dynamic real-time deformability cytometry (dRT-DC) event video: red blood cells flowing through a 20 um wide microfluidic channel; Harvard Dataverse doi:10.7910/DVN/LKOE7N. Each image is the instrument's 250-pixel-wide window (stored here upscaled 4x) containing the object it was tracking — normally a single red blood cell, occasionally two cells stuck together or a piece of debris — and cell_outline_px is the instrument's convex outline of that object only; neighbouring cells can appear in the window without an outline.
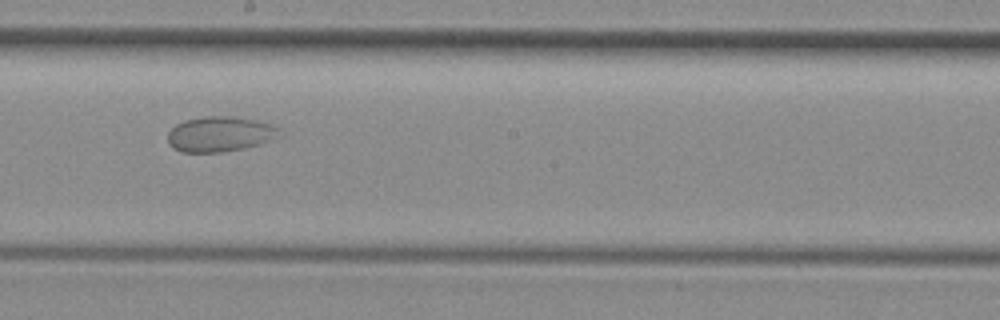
{"species": "common noctule bat (a hibernating species)", "species_latin": "Nyctalus noctula", "temperature_condition": "room temperature", "stored_images_in_passage": 10, "camera_frame_rate_fps": 3000, "um_per_image_px": 0.085, "animal": {"sex": "female", "body_mass_g": 29.2, "forearm_length_mm": 56.3}, "frame": {"image": 1, "passage_image": 6, "time_ms": 5.667, "image_size_px": [1000, 320], "cell_outline_px": [[284, 136], [260, 144], [244, 148], [220, 152], [180, 152], [172, 148], [168, 140], [168, 132], [176, 124], [184, 120], [208, 116], [232, 116], [256, 120], [280, 128]], "centroid_in_image_um": [18.73, 11.4], "position_along_channel_um": 229.5, "area_um2": 23.12}}
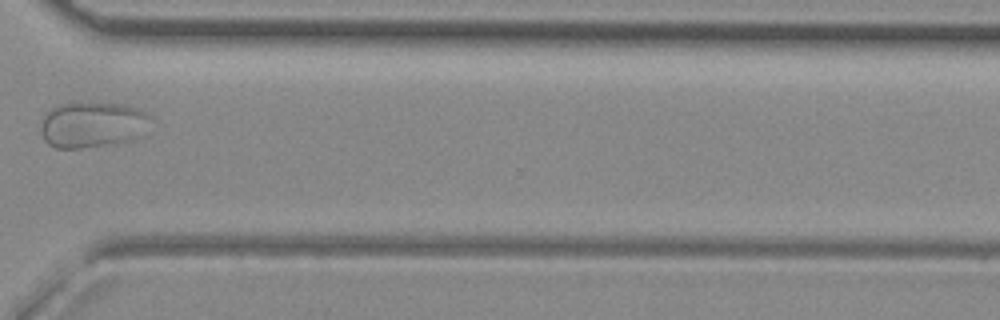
{"frame": {"image": 2, "passage_image": 9, "time_ms": 9.0, "image_size_px": [1000, 320], "cell_outline_px": [[152, 116], [136, 136], [124, 140], [108, 144], [80, 148], [56, 148], [48, 144], [44, 140], [40, 128], [44, 112], [60, 104], [120, 104], [136, 108]], "centroid_in_image_um": [7.74, 10.6], "position_along_channel_um": 362.9, "area_um2": 28.32}}